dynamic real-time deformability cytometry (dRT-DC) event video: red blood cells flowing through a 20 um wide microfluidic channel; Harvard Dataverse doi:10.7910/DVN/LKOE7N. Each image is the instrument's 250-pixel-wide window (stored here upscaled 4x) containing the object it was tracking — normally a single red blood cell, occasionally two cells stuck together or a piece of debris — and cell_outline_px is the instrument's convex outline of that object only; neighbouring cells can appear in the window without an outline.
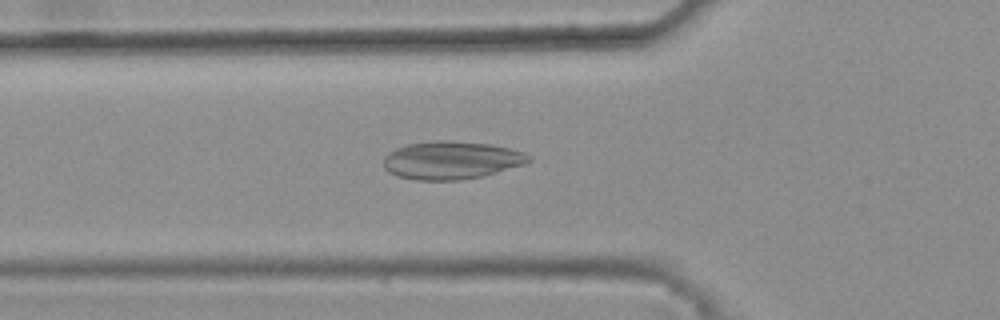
{"species": "common noctule bat (a hibernating species)", "species_latin": "Nyctalus noctula", "temperature_condition": "warm", "stored_images_in_passage": 42, "camera_frame_rate_fps": 3000, "um_per_image_px": 0.085, "animal": {"sex": "female", "body_mass_g": 25.1}, "frame": {"image": 1, "passage_image": 15, "time_ms": 4.667, "image_size_px": [1000, 320], "cell_outline_px": [[532, 160], [524, 164], [480, 176], [460, 180], [416, 180], [396, 176], [388, 172], [384, 168], [384, 160], [388, 152], [396, 148], [408, 144], [436, 140], [448, 140], [492, 144], [524, 152], [532, 156]], "centroid_in_image_um": [38.35, 13.61], "position_along_channel_um": 87.5, "area_um2": 32.08}}
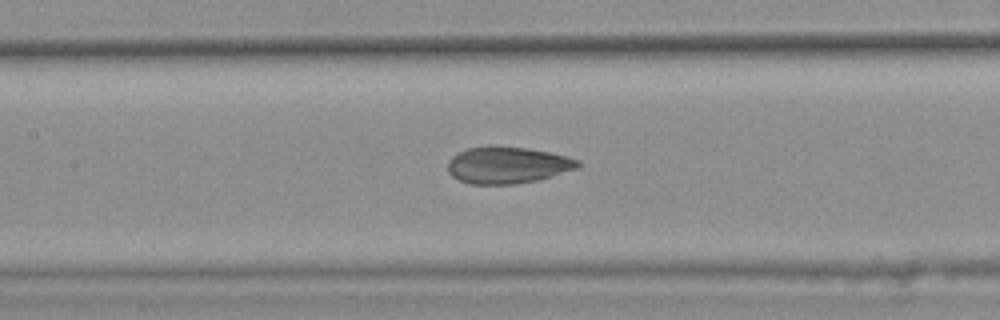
{"frame": {"image": 2, "passage_image": 21, "time_ms": 6.667, "image_size_px": [1000, 320], "cell_outline_px": [[580, 164], [576, 168], [540, 180], [516, 184], [472, 184], [460, 180], [452, 176], [448, 172], [448, 160], [452, 156], [468, 148], [528, 148], [548, 152], [580, 160]], "centroid_in_image_um": [43.14, 14.07], "position_along_channel_um": 164.3, "area_um2": 27.17}}
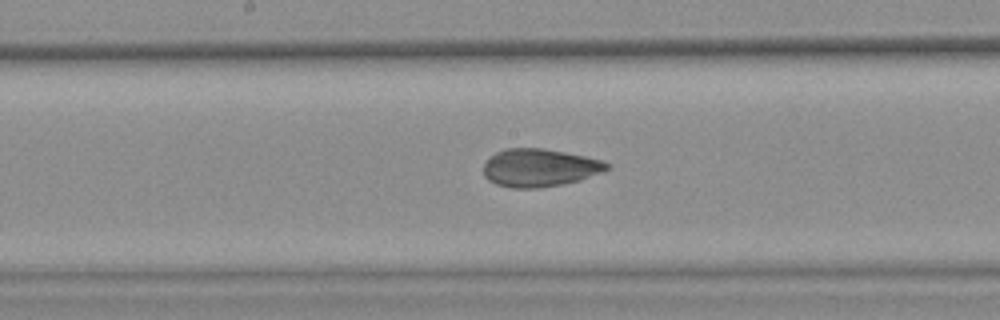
{"frame": {"image": 3, "passage_image": 24, "time_ms": 7.667, "image_size_px": [1000, 320], "cell_outline_px": [[612, 168], [580, 180], [560, 184], [536, 188], [512, 188], [496, 184], [488, 180], [484, 176], [484, 164], [496, 152], [504, 148], [544, 148], [604, 160], [612, 164]], "centroid_in_image_um": [45.89, 14.25], "position_along_channel_um": 202.3, "area_um2": 27.28}, "authors_computed_cell_mechanics": {"area_um2": 27.6573, "velocity_mm_per_s": 3.8148, "shape_relaxation_time_tau1_ms": null, "shape_relaxation_time_tau2_ms": 1.8209, "deformation_change_tau1": null, "deformation_change_tau2": 0.0465}}